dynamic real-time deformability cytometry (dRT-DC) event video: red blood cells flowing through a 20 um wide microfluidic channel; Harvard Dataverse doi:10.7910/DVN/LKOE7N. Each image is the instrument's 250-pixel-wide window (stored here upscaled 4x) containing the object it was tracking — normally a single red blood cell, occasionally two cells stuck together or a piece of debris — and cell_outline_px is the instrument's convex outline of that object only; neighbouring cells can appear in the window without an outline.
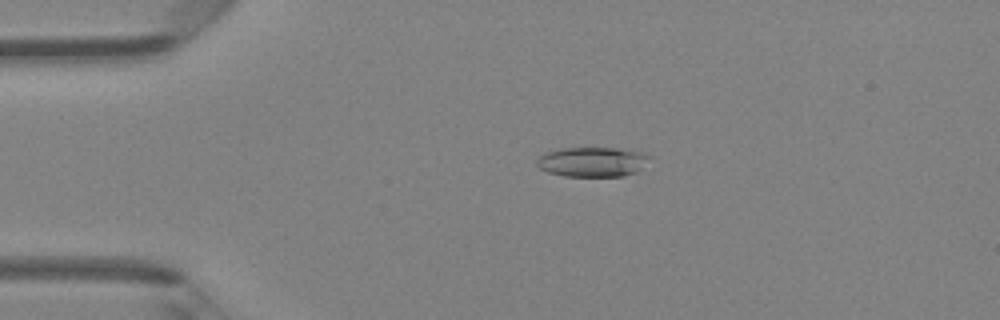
{"species": "Egyptian fruit bat (a non-hibernating species)", "species_latin": "Rousettus aegyptiacus", "temperature_condition": "room temperature", "stored_images_in_passage": 47, "camera_frame_rate_fps": 3000, "um_per_image_px": 0.085, "animal": {"sex": "female"}, "frame": {"image": 1, "passage_image": 10, "time_ms": 3.0, "image_size_px": [1000, 320], "cell_outline_px": [[652, 156], [636, 172], [624, 176], [564, 176], [548, 172], [540, 168], [536, 164], [536, 160], [544, 152], [560, 148], [616, 148], [644, 152]], "centroid_in_image_um": [50.34, 13.75], "position_along_channel_um": 34.7, "area_um2": 19.59}}
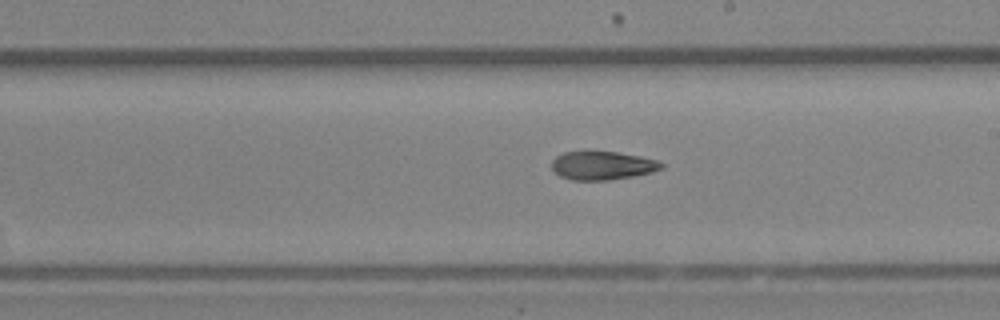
{"frame": {"image": 2, "passage_image": 27, "time_ms": 8.667, "image_size_px": [1000, 320], "cell_outline_px": [[664, 168], [652, 172], [632, 176], [608, 180], [572, 180], [560, 176], [552, 168], [552, 160], [556, 156], [564, 152], [616, 152], [640, 156], [656, 160], [664, 164]], "centroid_in_image_um": [51.21, 14.07], "position_along_channel_um": 237.8, "area_um2": 18.03}}
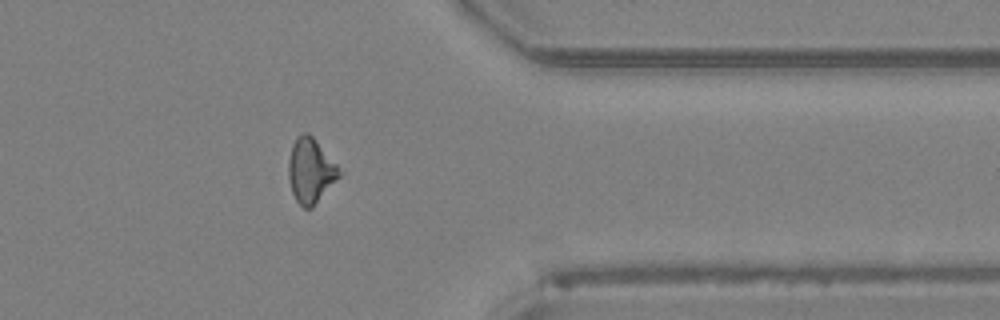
{"frame": {"image": 3, "passage_image": 38, "time_ms": 12.333, "image_size_px": [1000, 320], "cell_outline_px": [[344, 172], [312, 208], [304, 208], [296, 200], [292, 192], [288, 176], [288, 160], [292, 144], [296, 136], [304, 132], [308, 132], [312, 136]], "centroid_in_image_um": [26.41, 14.49], "position_along_channel_um": 385.0, "area_um2": 19.25}, "authors_computed_cell_mechanics": {"area_um2": 19.0162, "velocity_mm_per_s": 4.3249, "shape_relaxation_time_tau1_ms": 10.1556, "shape_relaxation_time_tau2_ms": 8.2502, "deformation_change_tau1": 0.2128, "deformation_change_tau2": 0.2113}}